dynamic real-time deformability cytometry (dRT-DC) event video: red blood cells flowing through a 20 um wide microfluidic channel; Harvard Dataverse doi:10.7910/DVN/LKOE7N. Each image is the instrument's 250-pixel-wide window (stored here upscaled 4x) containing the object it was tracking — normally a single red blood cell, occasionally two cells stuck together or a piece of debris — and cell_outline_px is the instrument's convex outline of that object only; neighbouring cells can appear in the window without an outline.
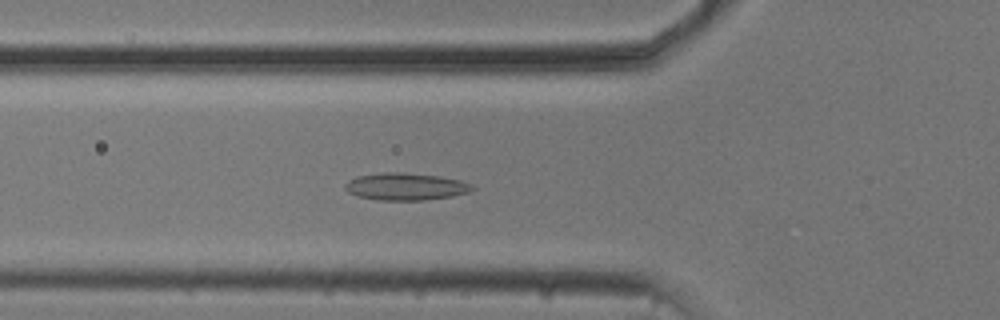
{"species": "common noctule bat (a hibernating species)", "species_latin": "Nyctalus noctula", "temperature_condition": "cold", "stored_images_in_passage": 54, "camera_frame_rate_fps": 3000, "um_per_image_px": 0.085, "animal": {"sex": "male", "body_mass_g": 20.5, "forearm_length_mm": 52.5}, "frame": {"image": 1, "passage_image": 19, "time_ms": 6.0, "image_size_px": [1000, 320], "cell_outline_px": [[476, 188], [468, 192], [452, 196], [424, 200], [380, 200], [356, 196], [348, 192], [344, 188], [344, 184], [348, 180], [356, 176], [384, 172], [400, 172], [440, 176], [460, 180], [472, 184]], "centroid_in_image_um": [34.46, 15.85], "position_along_channel_um": 91.3, "area_um2": 20.29}}
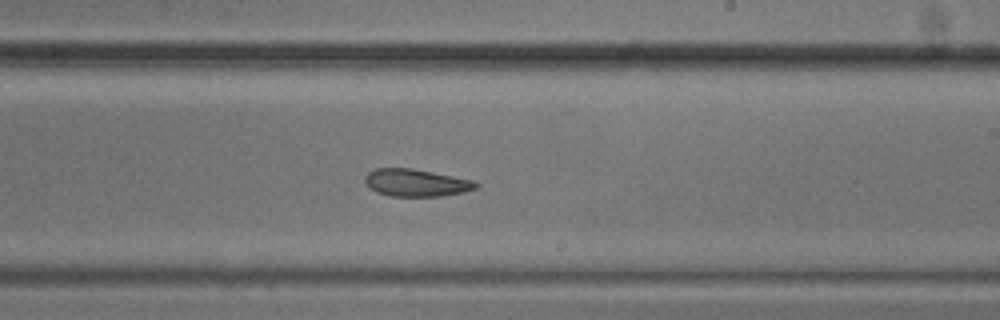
{"frame": {"image": 2, "passage_image": 32, "time_ms": 10.333, "image_size_px": [1000, 320], "cell_outline_px": [[480, 184], [476, 188], [464, 192], [440, 196], [388, 196], [376, 192], [368, 188], [364, 180], [364, 176], [368, 172], [376, 168], [412, 168], [472, 180]], "centroid_in_image_um": [35.32, 15.54], "position_along_channel_um": 253.7, "area_um2": 17.74}}
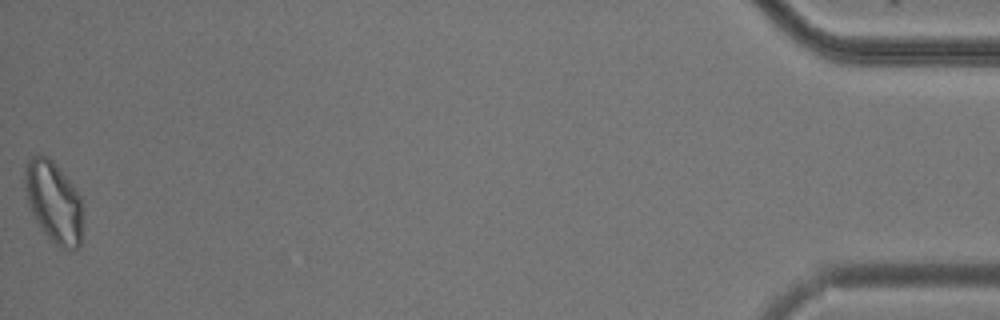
{"frame": {"image": 3, "passage_image": 54, "time_ms": 17.667, "image_size_px": [1000, 320], "cell_outline_px": [[80, 244], [76, 248], [60, 248], [44, 232], [36, 220], [28, 204], [24, 184], [24, 168], [28, 160], [36, 152], [48, 156], [52, 160], [72, 184], [80, 196]], "centroid_in_image_um": [4.51, 17.09], "position_along_channel_um": 430.7, "area_um2": 26.93}, "authors_computed_cell_mechanics": {"area_um2": 20.2878, "velocity_mm_per_s": 3.7318, "shape_relaxation_time_tau1_ms": null, "shape_relaxation_time_tau2_ms": 4.1688, "deformation_change_tau1": null, "deformation_change_tau2": 0.1097}}